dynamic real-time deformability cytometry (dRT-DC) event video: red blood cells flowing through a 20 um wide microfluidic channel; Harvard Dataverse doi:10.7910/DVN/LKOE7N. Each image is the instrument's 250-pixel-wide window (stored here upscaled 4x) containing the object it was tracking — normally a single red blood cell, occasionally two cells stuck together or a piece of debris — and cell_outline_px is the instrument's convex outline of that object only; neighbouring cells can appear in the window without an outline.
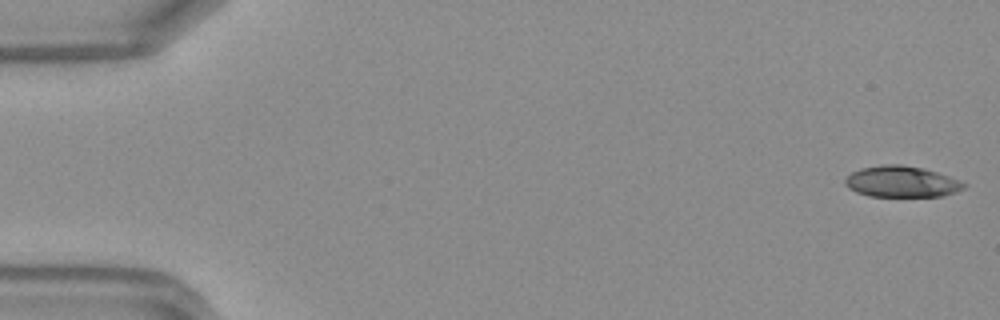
{"species": "Egyptian fruit bat (a non-hibernating species)", "species_latin": "Rousettus aegyptiacus", "temperature_condition": "warm", "stored_images_in_passage": 10, "camera_frame_rate_fps": 3000, "um_per_image_px": 0.085, "frame": {"image": 1, "passage_image": 1, "time_ms": 0.0, "image_size_px": [1000, 320], "cell_outline_px": [[968, 184], [964, 188], [956, 192], [944, 196], [868, 196], [856, 192], [848, 188], [844, 184], [844, 180], [852, 172], [860, 168], [884, 164], [900, 164], [924, 168], [960, 180]], "centroid_in_image_um": [76.63, 15.44], "position_along_channel_um": 8.4, "area_um2": 21.68}}